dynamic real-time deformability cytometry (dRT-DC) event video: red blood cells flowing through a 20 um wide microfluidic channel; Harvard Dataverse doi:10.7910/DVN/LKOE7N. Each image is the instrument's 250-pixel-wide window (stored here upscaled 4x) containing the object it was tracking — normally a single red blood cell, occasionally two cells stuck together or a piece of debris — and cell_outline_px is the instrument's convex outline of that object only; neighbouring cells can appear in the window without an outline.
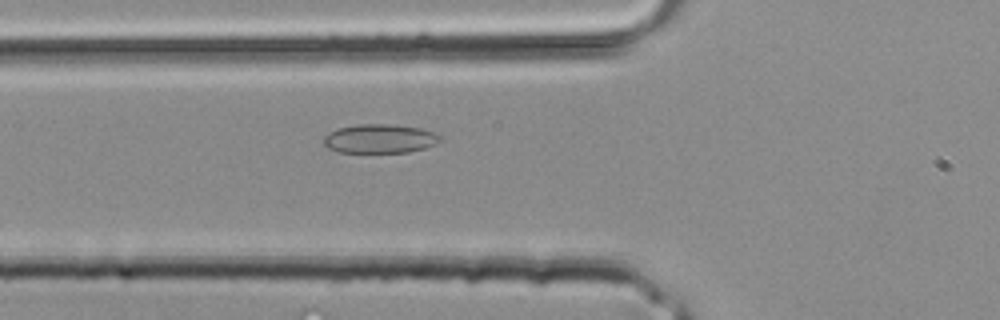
{"species": "common noctule bat (a hibernating species)", "species_latin": "Nyctalus noctula", "temperature_condition": "room temperature", "stored_images_in_passage": 5, "camera_frame_rate_fps": 3000, "um_per_image_px": 0.085, "animal": {"sex": "male", "body_mass_g": 20.4}, "frame": {"image": 1, "passage_image": 5, "time_ms": 1.333, "image_size_px": [1000, 320], "cell_outline_px": [[440, 140], [436, 144], [424, 148], [408, 152], [340, 152], [328, 148], [324, 144], [324, 136], [328, 132], [336, 128], [356, 124], [392, 124], [420, 128], [432, 132], [440, 136]], "centroid_in_image_um": [32.24, 11.78], "position_along_channel_um": 93.6, "area_um2": 19.65}}